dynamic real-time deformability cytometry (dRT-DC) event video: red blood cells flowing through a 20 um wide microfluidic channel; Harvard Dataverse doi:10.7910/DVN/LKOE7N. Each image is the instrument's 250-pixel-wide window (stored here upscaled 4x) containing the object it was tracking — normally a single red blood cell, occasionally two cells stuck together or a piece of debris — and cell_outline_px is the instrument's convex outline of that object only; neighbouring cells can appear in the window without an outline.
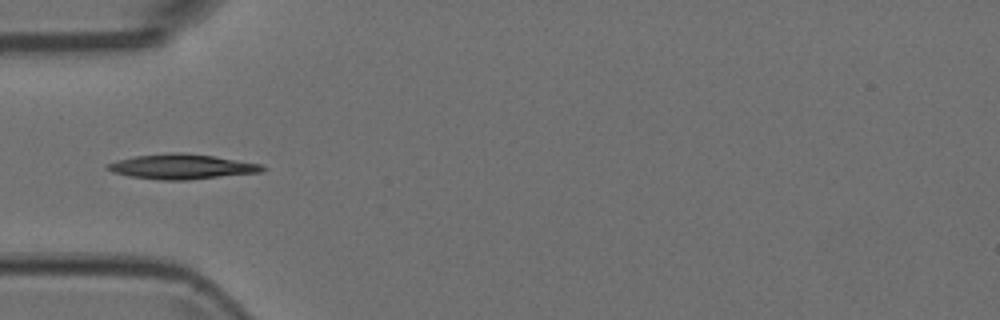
{"species": "Egyptian fruit bat (a non-hibernating species)", "species_latin": "Rousettus aegyptiacus", "temperature_condition": "room temperature", "stored_images_in_passage": 7, "camera_frame_rate_fps": 3000, "um_per_image_px": 0.085, "animal": {"sex": "female"}, "frame": {"image": 1, "passage_image": 4, "time_ms": 1.0, "image_size_px": [1000, 320], "cell_outline_px": [[264, 172], [188, 180], [160, 180], [128, 176], [112, 172], [108, 168], [108, 164], [120, 160], [136, 156], [172, 152], [180, 152], [212, 156], [260, 164], [264, 168]], "centroid_in_image_um": [15.47, 14.17], "position_along_channel_um": 69.5, "area_um2": 22.2}}
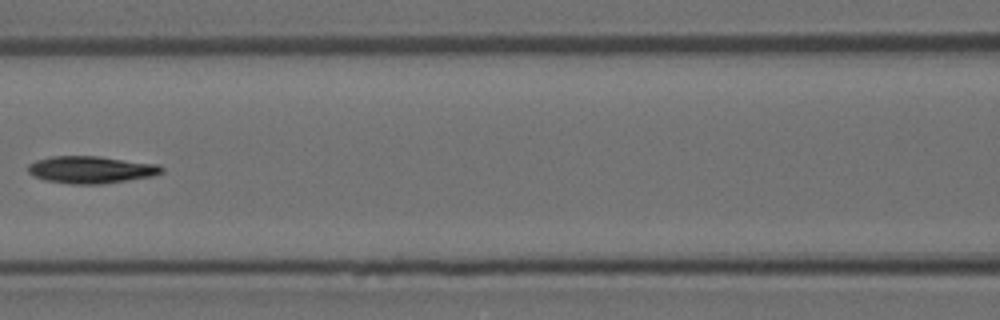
{"frame": {"image": 2, "passage_image": 6, "time_ms": 1.667, "image_size_px": [1000, 320], "cell_outline_px": [[164, 172], [152, 176], [104, 184], [72, 184], [44, 180], [28, 172], [28, 164], [36, 160], [52, 156], [100, 156], [160, 164], [164, 168]], "centroid_in_image_um": [7.78, 14.42], "position_along_channel_um": 158.8, "area_um2": 21.33}}
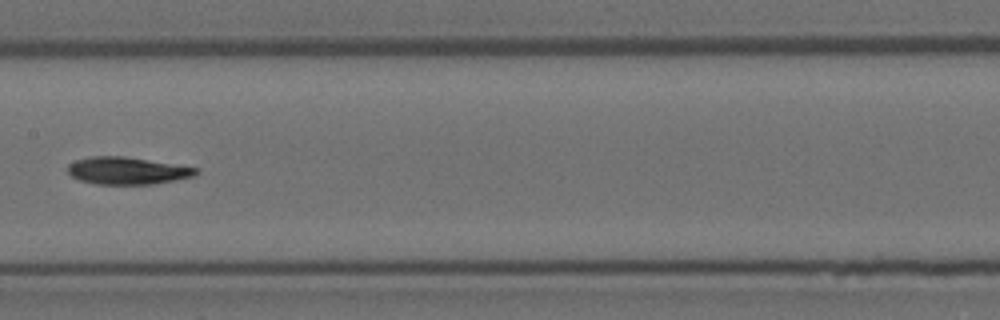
{"frame": {"image": 3, "passage_image": 7, "time_ms": 2.0, "image_size_px": [1000, 320], "cell_outline_px": [[200, 172], [196, 176], [156, 184], [96, 184], [80, 180], [72, 176], [68, 172], [68, 164], [76, 160], [92, 156], [124, 156], [200, 168]], "centroid_in_image_um": [10.87, 14.51], "position_along_channel_um": 196.5, "area_um2": 20.52}}